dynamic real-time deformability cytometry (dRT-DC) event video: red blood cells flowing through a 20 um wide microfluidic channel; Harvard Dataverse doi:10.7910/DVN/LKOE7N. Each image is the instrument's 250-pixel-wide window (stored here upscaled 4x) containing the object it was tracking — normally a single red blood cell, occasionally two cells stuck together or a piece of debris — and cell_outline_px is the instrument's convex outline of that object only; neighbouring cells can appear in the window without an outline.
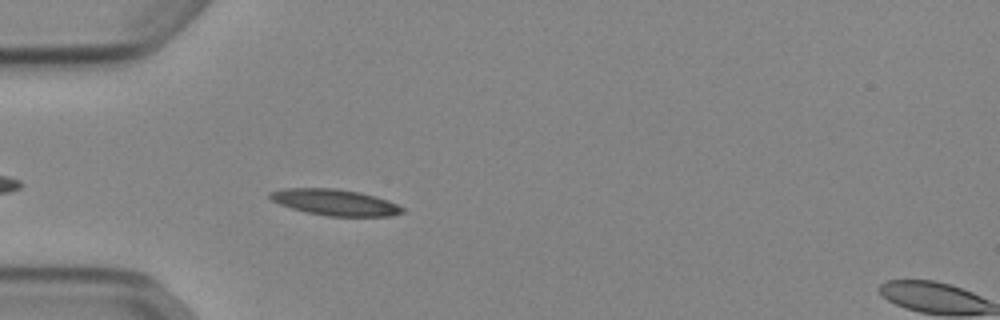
{"species": "Egyptian fruit bat (a non-hibernating species)", "species_latin": "Rousettus aegyptiacus", "temperature_condition": "cold", "stored_images_in_passage": 41, "camera_frame_rate_fps": 3000, "um_per_image_px": 0.085, "animal": {"sex": "female"}, "frame": {"image": 1, "passage_image": 4, "time_ms": 1.0, "image_size_px": [1000, 320], "cell_outline_px": [[404, 212], [392, 216], [328, 216], [308, 212], [292, 208], [280, 204], [272, 200], [268, 196], [268, 192], [284, 188], [336, 188], [360, 192], [376, 196], [388, 200], [404, 208]], "centroid_in_image_um": [28.48, 17.19], "position_along_channel_um": 56.5, "area_um2": 20.17}}
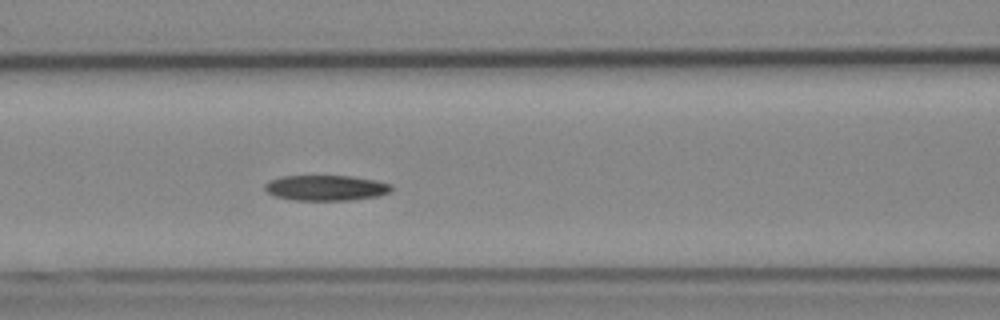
{"frame": {"image": 2, "passage_image": 11, "time_ms": 3.333, "image_size_px": [1000, 320], "cell_outline_px": [[392, 188], [388, 192], [376, 196], [352, 200], [292, 200], [276, 196], [268, 192], [264, 188], [264, 184], [268, 180], [280, 176], [352, 176], [376, 180], [392, 184]], "centroid_in_image_um": [27.68, 15.96], "position_along_channel_um": 138.9, "area_um2": 18.79}}
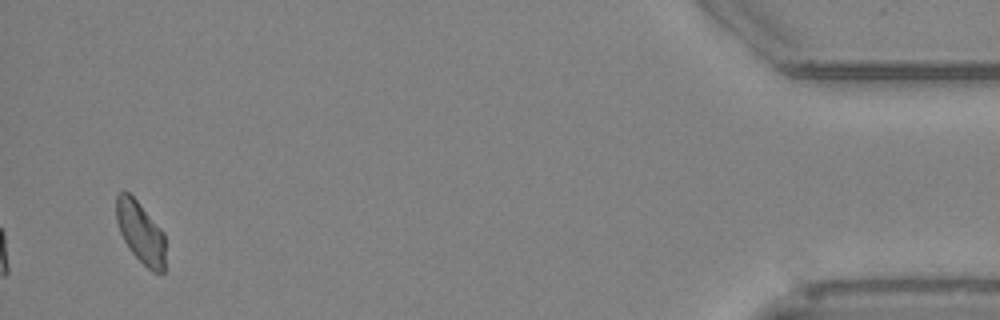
{"frame": {"image": 3, "passage_image": 39, "time_ms": 12.667, "image_size_px": [1000, 320], "cell_outline_px": [[164, 272], [152, 272], [132, 252], [124, 240], [120, 232], [116, 220], [116, 196], [120, 192], [128, 192], [136, 200], [164, 232]], "centroid_in_image_um": [11.94, 19.74], "position_along_channel_um": 423.3, "area_um2": 17.28}, "authors_computed_cell_mechanics": {"area_um2": 18.9006, "velocity_mm_per_s": 3.851, "shape_relaxation_time_tau1_ms": 5.304, "shape_relaxation_time_tau2_ms": null, "deformation_change_tau1": 0.1389, "deformation_change_tau2": null}}